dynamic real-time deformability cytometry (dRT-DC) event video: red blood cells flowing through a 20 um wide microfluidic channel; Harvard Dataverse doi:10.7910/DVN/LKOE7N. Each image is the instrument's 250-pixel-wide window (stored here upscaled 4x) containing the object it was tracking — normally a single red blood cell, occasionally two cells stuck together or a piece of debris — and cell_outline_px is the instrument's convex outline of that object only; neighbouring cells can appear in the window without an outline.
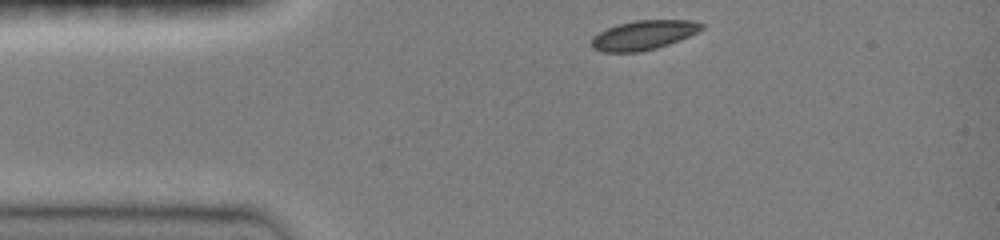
{"species": "common noctule bat (a hibernating species)", "species_latin": "Nyctalus noctula", "temperature_condition": "room temperature", "stored_images_in_passage": 35, "camera_frame_rate_fps": 3000, "um_per_image_px": 0.085, "animal": {"sex": "female", "body_mass_g": 19.0, "forearm_length_mm": 51.5}, "frame": {"image": 1, "passage_image": 1, "time_ms": 0.0, "image_size_px": [1000, 240], "cell_outline_px": [[704, 28], [680, 40], [656, 48], [640, 52], [600, 52], [592, 48], [592, 36], [616, 24], [636, 20], [696, 20], [704, 24]], "centroid_in_image_um": [54.7, 2.98], "position_along_channel_um": 30.3, "area_um2": 18.9}}
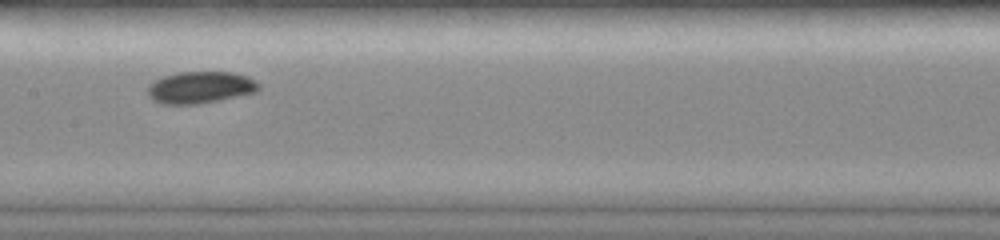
{"frame": {"image": 2, "passage_image": 16, "time_ms": 5.0, "image_size_px": [1000, 240], "cell_outline_px": [[260, 88], [256, 92], [220, 100], [200, 104], [160, 104], [152, 100], [148, 96], [148, 84], [152, 80], [176, 72], [232, 72], [248, 76], [260, 84]], "centroid_in_image_um": [17.0, 7.43], "position_along_channel_um": 190.4, "area_um2": 20.92}}
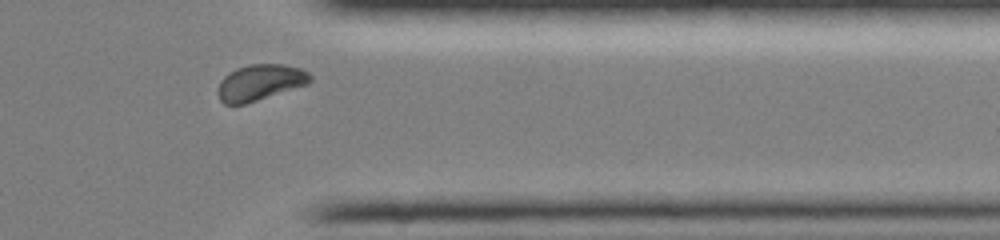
{"frame": {"image": 3, "passage_image": 31, "time_ms": 10.0, "image_size_px": [1000, 240], "cell_outline_px": [[312, 80], [308, 84], [244, 104], [224, 104], [220, 100], [216, 92], [220, 80], [228, 72], [236, 68], [248, 64], [284, 64], [300, 68], [308, 72], [312, 76]], "centroid_in_image_um": [22.08, 6.99], "position_along_channel_um": 389.3, "area_um2": 19.48}, "authors_computed_cell_mechanics": {"area_um2": 19.4786, "velocity_mm_per_s": 3.9831, "shape_relaxation_time_tau1_ms": 1.9765, "shape_relaxation_time_tau2_ms": null, "deformation_change_tau1": 0.0585, "deformation_change_tau2": null}}